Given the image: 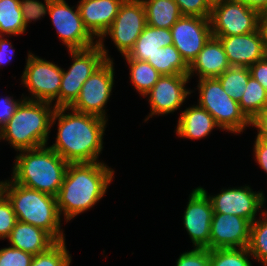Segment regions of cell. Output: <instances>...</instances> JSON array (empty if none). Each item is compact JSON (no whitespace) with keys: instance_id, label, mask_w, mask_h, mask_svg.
<instances>
[{"instance_id":"6da1fadb","label":"cell","mask_w":267,"mask_h":266,"mask_svg":"<svg viewBox=\"0 0 267 266\" xmlns=\"http://www.w3.org/2000/svg\"><path fill=\"white\" fill-rule=\"evenodd\" d=\"M57 126L55 141L49 146L68 163L104 162L99 160L104 150V135L108 121L99 116L57 107L51 128Z\"/></svg>"},{"instance_id":"7a4b0ae2","label":"cell","mask_w":267,"mask_h":266,"mask_svg":"<svg viewBox=\"0 0 267 266\" xmlns=\"http://www.w3.org/2000/svg\"><path fill=\"white\" fill-rule=\"evenodd\" d=\"M115 170L106 162L69 163L56 196L59 214L65 223L93 209L115 178Z\"/></svg>"},{"instance_id":"3957f363","label":"cell","mask_w":267,"mask_h":266,"mask_svg":"<svg viewBox=\"0 0 267 266\" xmlns=\"http://www.w3.org/2000/svg\"><path fill=\"white\" fill-rule=\"evenodd\" d=\"M16 154L10 178L15 183L56 197L69 163L47 145L20 150Z\"/></svg>"},{"instance_id":"277c9868","label":"cell","mask_w":267,"mask_h":266,"mask_svg":"<svg viewBox=\"0 0 267 266\" xmlns=\"http://www.w3.org/2000/svg\"><path fill=\"white\" fill-rule=\"evenodd\" d=\"M2 193L10 201L18 221L45 230L56 241L66 240L55 196L15 183L9 177L2 180Z\"/></svg>"},{"instance_id":"5b68a950","label":"cell","mask_w":267,"mask_h":266,"mask_svg":"<svg viewBox=\"0 0 267 266\" xmlns=\"http://www.w3.org/2000/svg\"><path fill=\"white\" fill-rule=\"evenodd\" d=\"M55 108L51 103L24 99L0 129V142H8L16 152L48 145Z\"/></svg>"},{"instance_id":"8992f818","label":"cell","mask_w":267,"mask_h":266,"mask_svg":"<svg viewBox=\"0 0 267 266\" xmlns=\"http://www.w3.org/2000/svg\"><path fill=\"white\" fill-rule=\"evenodd\" d=\"M196 82L197 88H192L191 94L198 91L196 103L212 115L222 131L241 135L251 128V121L241 111L239 103L225 92L217 77L202 78Z\"/></svg>"},{"instance_id":"52a82bcc","label":"cell","mask_w":267,"mask_h":266,"mask_svg":"<svg viewBox=\"0 0 267 266\" xmlns=\"http://www.w3.org/2000/svg\"><path fill=\"white\" fill-rule=\"evenodd\" d=\"M26 65L20 85L27 88L25 99L47 102L59 107V91L62 80V66L41 58L28 50Z\"/></svg>"},{"instance_id":"ba28073f","label":"cell","mask_w":267,"mask_h":266,"mask_svg":"<svg viewBox=\"0 0 267 266\" xmlns=\"http://www.w3.org/2000/svg\"><path fill=\"white\" fill-rule=\"evenodd\" d=\"M146 16L141 0H124L112 25L98 40L97 44L104 53L106 60H114L106 46V38L113 42L117 52L125 56L133 48L135 41L146 26Z\"/></svg>"},{"instance_id":"9c48e42d","label":"cell","mask_w":267,"mask_h":266,"mask_svg":"<svg viewBox=\"0 0 267 266\" xmlns=\"http://www.w3.org/2000/svg\"><path fill=\"white\" fill-rule=\"evenodd\" d=\"M68 52L72 63L62 70L59 107H70L79 97L83 83L106 61L98 44Z\"/></svg>"},{"instance_id":"30bf717a","label":"cell","mask_w":267,"mask_h":266,"mask_svg":"<svg viewBox=\"0 0 267 266\" xmlns=\"http://www.w3.org/2000/svg\"><path fill=\"white\" fill-rule=\"evenodd\" d=\"M209 197L213 213L231 214L247 219L250 223L256 220L265 210L267 197L261 189L253 191L251 185L233 186L222 188L219 193H208V191L199 186ZM264 208V209H263Z\"/></svg>"},{"instance_id":"8fae6325","label":"cell","mask_w":267,"mask_h":266,"mask_svg":"<svg viewBox=\"0 0 267 266\" xmlns=\"http://www.w3.org/2000/svg\"><path fill=\"white\" fill-rule=\"evenodd\" d=\"M113 60H106L83 83L79 97L70 106L73 110L108 119L107 103L113 95L115 85V65Z\"/></svg>"},{"instance_id":"7c38bea8","label":"cell","mask_w":267,"mask_h":266,"mask_svg":"<svg viewBox=\"0 0 267 266\" xmlns=\"http://www.w3.org/2000/svg\"><path fill=\"white\" fill-rule=\"evenodd\" d=\"M48 16L57 38L67 50L86 49L97 44V40L83 24L78 6L66 0H51Z\"/></svg>"},{"instance_id":"4fadbf2b","label":"cell","mask_w":267,"mask_h":266,"mask_svg":"<svg viewBox=\"0 0 267 266\" xmlns=\"http://www.w3.org/2000/svg\"><path fill=\"white\" fill-rule=\"evenodd\" d=\"M260 14L232 0H214L210 15L212 36L252 33L259 28Z\"/></svg>"},{"instance_id":"5bb4252c","label":"cell","mask_w":267,"mask_h":266,"mask_svg":"<svg viewBox=\"0 0 267 266\" xmlns=\"http://www.w3.org/2000/svg\"><path fill=\"white\" fill-rule=\"evenodd\" d=\"M190 81L188 75H162L152 89L143 96L145 99L147 97L146 101L150 108L143 122L182 109L189 96L191 97V88L187 85Z\"/></svg>"},{"instance_id":"9a60e30c","label":"cell","mask_w":267,"mask_h":266,"mask_svg":"<svg viewBox=\"0 0 267 266\" xmlns=\"http://www.w3.org/2000/svg\"><path fill=\"white\" fill-rule=\"evenodd\" d=\"M183 226L193 248L209 250L213 208L209 197L198 186L192 189L184 208Z\"/></svg>"},{"instance_id":"2e32d148","label":"cell","mask_w":267,"mask_h":266,"mask_svg":"<svg viewBox=\"0 0 267 266\" xmlns=\"http://www.w3.org/2000/svg\"><path fill=\"white\" fill-rule=\"evenodd\" d=\"M173 45L190 65L212 37L210 18L181 16L171 27Z\"/></svg>"},{"instance_id":"e0dca14e","label":"cell","mask_w":267,"mask_h":266,"mask_svg":"<svg viewBox=\"0 0 267 266\" xmlns=\"http://www.w3.org/2000/svg\"><path fill=\"white\" fill-rule=\"evenodd\" d=\"M250 226L251 223L243 217L213 213L209 250L248 247Z\"/></svg>"},{"instance_id":"ac0fdd59","label":"cell","mask_w":267,"mask_h":266,"mask_svg":"<svg viewBox=\"0 0 267 266\" xmlns=\"http://www.w3.org/2000/svg\"><path fill=\"white\" fill-rule=\"evenodd\" d=\"M220 40L230 66L250 67L267 54L259 28L252 32L233 36H213Z\"/></svg>"},{"instance_id":"d6986e66","label":"cell","mask_w":267,"mask_h":266,"mask_svg":"<svg viewBox=\"0 0 267 266\" xmlns=\"http://www.w3.org/2000/svg\"><path fill=\"white\" fill-rule=\"evenodd\" d=\"M124 0H79L77 6L85 28L98 41L112 25Z\"/></svg>"},{"instance_id":"ffe728a7","label":"cell","mask_w":267,"mask_h":266,"mask_svg":"<svg viewBox=\"0 0 267 266\" xmlns=\"http://www.w3.org/2000/svg\"><path fill=\"white\" fill-rule=\"evenodd\" d=\"M230 67L222 43L212 36L189 65L188 76H197V80L218 77Z\"/></svg>"},{"instance_id":"44dd1931","label":"cell","mask_w":267,"mask_h":266,"mask_svg":"<svg viewBox=\"0 0 267 266\" xmlns=\"http://www.w3.org/2000/svg\"><path fill=\"white\" fill-rule=\"evenodd\" d=\"M178 117L174 132L178 138L188 140L205 139L215 129L221 128L216 124L212 115L198 104H191Z\"/></svg>"},{"instance_id":"7402d4cb","label":"cell","mask_w":267,"mask_h":266,"mask_svg":"<svg viewBox=\"0 0 267 266\" xmlns=\"http://www.w3.org/2000/svg\"><path fill=\"white\" fill-rule=\"evenodd\" d=\"M6 240L8 245L34 256L48 250L57 242L45 230L21 221H17Z\"/></svg>"},{"instance_id":"603a6c76","label":"cell","mask_w":267,"mask_h":266,"mask_svg":"<svg viewBox=\"0 0 267 266\" xmlns=\"http://www.w3.org/2000/svg\"><path fill=\"white\" fill-rule=\"evenodd\" d=\"M172 44L171 29L156 28L146 24L133 48L125 56L129 59L147 61L158 51V48Z\"/></svg>"},{"instance_id":"cb8c5ba5","label":"cell","mask_w":267,"mask_h":266,"mask_svg":"<svg viewBox=\"0 0 267 266\" xmlns=\"http://www.w3.org/2000/svg\"><path fill=\"white\" fill-rule=\"evenodd\" d=\"M145 10L146 23L156 28L171 29L182 16L174 0H141Z\"/></svg>"},{"instance_id":"d4e9b609","label":"cell","mask_w":267,"mask_h":266,"mask_svg":"<svg viewBox=\"0 0 267 266\" xmlns=\"http://www.w3.org/2000/svg\"><path fill=\"white\" fill-rule=\"evenodd\" d=\"M126 61L129 69V80L134 91L138 92L139 96H143L149 92L162 76L152 65L147 61L129 59L122 56Z\"/></svg>"},{"instance_id":"484cf974","label":"cell","mask_w":267,"mask_h":266,"mask_svg":"<svg viewBox=\"0 0 267 266\" xmlns=\"http://www.w3.org/2000/svg\"><path fill=\"white\" fill-rule=\"evenodd\" d=\"M147 62L162 75H188L189 72V65L173 44L158 48V51L149 57Z\"/></svg>"},{"instance_id":"4316f807","label":"cell","mask_w":267,"mask_h":266,"mask_svg":"<svg viewBox=\"0 0 267 266\" xmlns=\"http://www.w3.org/2000/svg\"><path fill=\"white\" fill-rule=\"evenodd\" d=\"M20 0H0V35L26 34Z\"/></svg>"},{"instance_id":"83f0119b","label":"cell","mask_w":267,"mask_h":266,"mask_svg":"<svg viewBox=\"0 0 267 266\" xmlns=\"http://www.w3.org/2000/svg\"><path fill=\"white\" fill-rule=\"evenodd\" d=\"M238 103L241 111L251 121L267 108V91L256 79L250 76L245 92Z\"/></svg>"},{"instance_id":"f1b7e54d","label":"cell","mask_w":267,"mask_h":266,"mask_svg":"<svg viewBox=\"0 0 267 266\" xmlns=\"http://www.w3.org/2000/svg\"><path fill=\"white\" fill-rule=\"evenodd\" d=\"M248 249L255 262L267 263V210L251 223Z\"/></svg>"},{"instance_id":"f546056e","label":"cell","mask_w":267,"mask_h":266,"mask_svg":"<svg viewBox=\"0 0 267 266\" xmlns=\"http://www.w3.org/2000/svg\"><path fill=\"white\" fill-rule=\"evenodd\" d=\"M250 76L251 73L248 67L231 66L217 78L229 97L239 102L245 92Z\"/></svg>"},{"instance_id":"4dcf8cb0","label":"cell","mask_w":267,"mask_h":266,"mask_svg":"<svg viewBox=\"0 0 267 266\" xmlns=\"http://www.w3.org/2000/svg\"><path fill=\"white\" fill-rule=\"evenodd\" d=\"M253 259L248 247L210 250V266H254Z\"/></svg>"},{"instance_id":"1f68e13d","label":"cell","mask_w":267,"mask_h":266,"mask_svg":"<svg viewBox=\"0 0 267 266\" xmlns=\"http://www.w3.org/2000/svg\"><path fill=\"white\" fill-rule=\"evenodd\" d=\"M66 243V240L57 241L48 250L36 254L31 266H70L72 254H70Z\"/></svg>"},{"instance_id":"d6a6232c","label":"cell","mask_w":267,"mask_h":266,"mask_svg":"<svg viewBox=\"0 0 267 266\" xmlns=\"http://www.w3.org/2000/svg\"><path fill=\"white\" fill-rule=\"evenodd\" d=\"M51 0H20L23 21L26 28L48 15Z\"/></svg>"},{"instance_id":"836d02e7","label":"cell","mask_w":267,"mask_h":266,"mask_svg":"<svg viewBox=\"0 0 267 266\" xmlns=\"http://www.w3.org/2000/svg\"><path fill=\"white\" fill-rule=\"evenodd\" d=\"M17 216L8 198L0 193V240H6L15 224L17 223Z\"/></svg>"},{"instance_id":"e575fe53","label":"cell","mask_w":267,"mask_h":266,"mask_svg":"<svg viewBox=\"0 0 267 266\" xmlns=\"http://www.w3.org/2000/svg\"><path fill=\"white\" fill-rule=\"evenodd\" d=\"M182 16L210 18L214 0H174Z\"/></svg>"},{"instance_id":"d590c367","label":"cell","mask_w":267,"mask_h":266,"mask_svg":"<svg viewBox=\"0 0 267 266\" xmlns=\"http://www.w3.org/2000/svg\"><path fill=\"white\" fill-rule=\"evenodd\" d=\"M34 255L12 246L0 248V266H31Z\"/></svg>"},{"instance_id":"8d00e7d4","label":"cell","mask_w":267,"mask_h":266,"mask_svg":"<svg viewBox=\"0 0 267 266\" xmlns=\"http://www.w3.org/2000/svg\"><path fill=\"white\" fill-rule=\"evenodd\" d=\"M175 266H210V250L193 248L182 252L177 258Z\"/></svg>"},{"instance_id":"74e56055","label":"cell","mask_w":267,"mask_h":266,"mask_svg":"<svg viewBox=\"0 0 267 266\" xmlns=\"http://www.w3.org/2000/svg\"><path fill=\"white\" fill-rule=\"evenodd\" d=\"M24 99L23 94L20 99H15L13 95L0 96V129L10 120Z\"/></svg>"},{"instance_id":"f35d334b","label":"cell","mask_w":267,"mask_h":266,"mask_svg":"<svg viewBox=\"0 0 267 266\" xmlns=\"http://www.w3.org/2000/svg\"><path fill=\"white\" fill-rule=\"evenodd\" d=\"M252 150L255 163H257L267 175V141L255 137Z\"/></svg>"},{"instance_id":"ab89813d","label":"cell","mask_w":267,"mask_h":266,"mask_svg":"<svg viewBox=\"0 0 267 266\" xmlns=\"http://www.w3.org/2000/svg\"><path fill=\"white\" fill-rule=\"evenodd\" d=\"M12 36L7 35H0V68L2 69L3 66L9 65L12 59L15 56V47L13 42L9 40Z\"/></svg>"},{"instance_id":"60d3db41","label":"cell","mask_w":267,"mask_h":266,"mask_svg":"<svg viewBox=\"0 0 267 266\" xmlns=\"http://www.w3.org/2000/svg\"><path fill=\"white\" fill-rule=\"evenodd\" d=\"M251 76L267 91V56L249 67Z\"/></svg>"},{"instance_id":"b9f144b4","label":"cell","mask_w":267,"mask_h":266,"mask_svg":"<svg viewBox=\"0 0 267 266\" xmlns=\"http://www.w3.org/2000/svg\"><path fill=\"white\" fill-rule=\"evenodd\" d=\"M251 127L257 130L255 137L267 141V108L251 120Z\"/></svg>"},{"instance_id":"7bdbcfd3","label":"cell","mask_w":267,"mask_h":266,"mask_svg":"<svg viewBox=\"0 0 267 266\" xmlns=\"http://www.w3.org/2000/svg\"><path fill=\"white\" fill-rule=\"evenodd\" d=\"M256 10L260 15L267 13V0H232Z\"/></svg>"},{"instance_id":"ee69618b","label":"cell","mask_w":267,"mask_h":266,"mask_svg":"<svg viewBox=\"0 0 267 266\" xmlns=\"http://www.w3.org/2000/svg\"><path fill=\"white\" fill-rule=\"evenodd\" d=\"M259 30L263 38L264 49L267 54V13L262 14L259 19Z\"/></svg>"},{"instance_id":"f6af8a7d","label":"cell","mask_w":267,"mask_h":266,"mask_svg":"<svg viewBox=\"0 0 267 266\" xmlns=\"http://www.w3.org/2000/svg\"><path fill=\"white\" fill-rule=\"evenodd\" d=\"M2 192V180H0V193Z\"/></svg>"},{"instance_id":"bcb514c9","label":"cell","mask_w":267,"mask_h":266,"mask_svg":"<svg viewBox=\"0 0 267 266\" xmlns=\"http://www.w3.org/2000/svg\"><path fill=\"white\" fill-rule=\"evenodd\" d=\"M260 266H267V263H258Z\"/></svg>"}]
</instances>
